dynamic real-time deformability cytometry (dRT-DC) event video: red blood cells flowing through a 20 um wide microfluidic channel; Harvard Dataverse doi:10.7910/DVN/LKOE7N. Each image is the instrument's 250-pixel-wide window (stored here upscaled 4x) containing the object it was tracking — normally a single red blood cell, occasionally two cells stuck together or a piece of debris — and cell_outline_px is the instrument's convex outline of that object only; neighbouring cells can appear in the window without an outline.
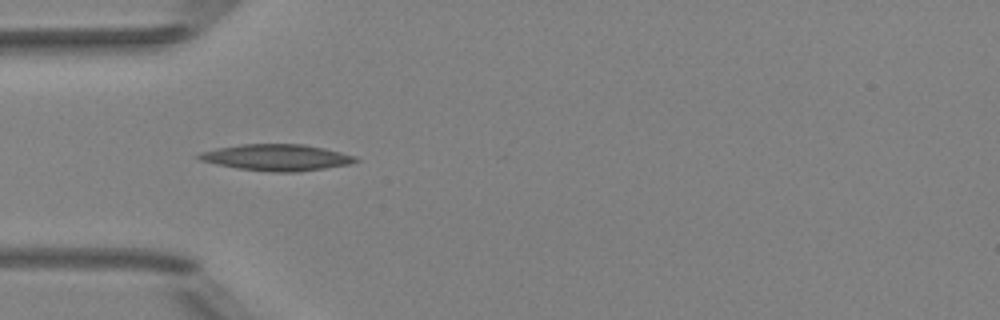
{"species": "Egyptian fruit bat (a non-hibernating species)", "species_latin": "Rousettus aegyptiacus", "temperature_condition": "room temperature", "stored_images_in_passage": 8, "camera_frame_rate_fps": 3000, "um_per_image_px": 0.085, "animal": {"sex": "female"}, "frame": {"image": 1, "passage_image": 5, "time_ms": 4.667, "image_size_px": [1000, 320], "cell_outline_px": [[360, 160], [348, 164], [324, 168], [296, 172], [276, 172], [240, 168], [200, 160], [196, 156], [200, 152], [220, 148], [244, 144], [304, 144], [324, 148], [356, 156]], "centroid_in_image_um": [23.57, 13.38], "position_along_channel_um": 61.4, "area_um2": 23.58}}
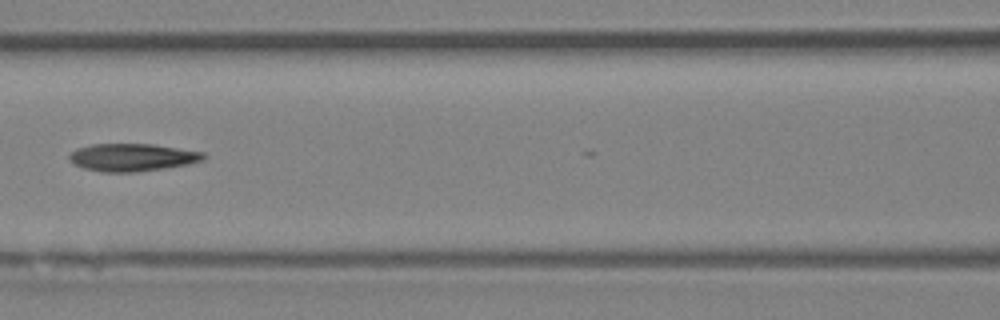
{"frame": {"image": 2, "passage_image": 7, "time_ms": 7.0, "image_size_px": [1000, 320], "cell_outline_px": [[208, 156], [204, 160], [188, 164], [164, 168], [136, 172], [100, 172], [84, 168], [68, 160], [68, 156], [76, 148], [92, 144], [152, 144], [204, 152]], "centroid_in_image_um": [11.25, 13.37], "position_along_channel_um": 155.3, "area_um2": 21.68}}
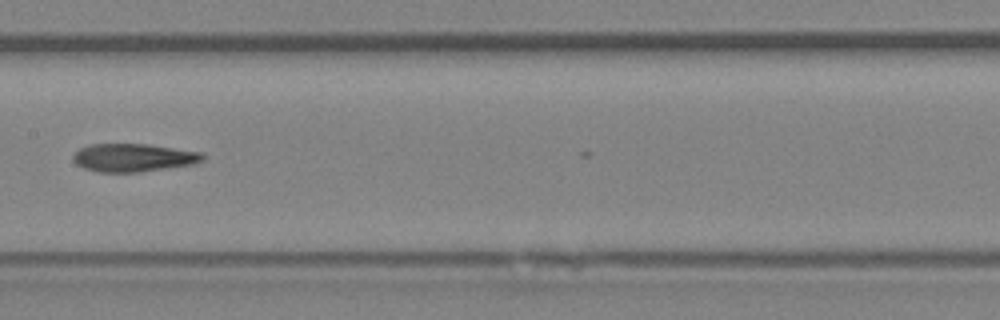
{"frame": {"image": 3, "passage_image": 8, "time_ms": 8.0, "image_size_px": [1000, 320], "cell_outline_px": [[204, 160], [196, 164], [136, 172], [100, 172], [84, 168], [76, 164], [72, 160], [72, 156], [80, 148], [88, 144], [148, 144], [204, 152]], "centroid_in_image_um": [11.36, 13.39], "position_along_channel_um": 196.0, "area_um2": 21.33}}